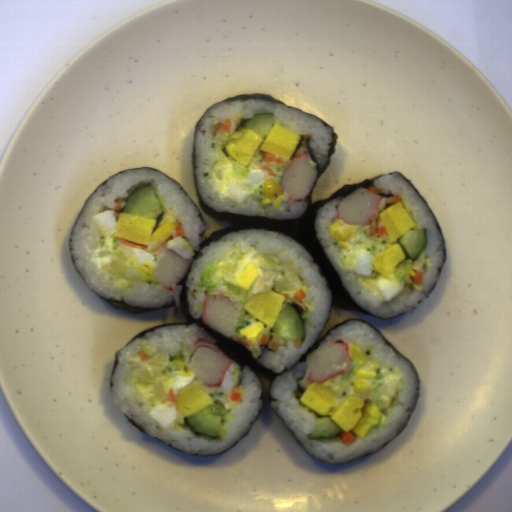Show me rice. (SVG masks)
I'll return each mask as SVG.
<instances>
[{
    "label": "rice",
    "instance_id": "5",
    "mask_svg": "<svg viewBox=\"0 0 512 512\" xmlns=\"http://www.w3.org/2000/svg\"><path fill=\"white\" fill-rule=\"evenodd\" d=\"M144 186L154 188L163 211L161 216L153 218L156 222L153 231L162 218L173 215L178 220V226H182V237L188 241L193 253L199 251L206 227L195 203L177 182L162 172L136 168L115 175L89 196L71 229L70 253L84 282L103 299L123 301L129 306L149 309L173 302L177 309L181 305L182 286L179 284L174 293L157 284L153 273L141 280H130L98 268L92 259L102 240L93 216L104 211H114L117 217L123 213L129 196Z\"/></svg>",
    "mask_w": 512,
    "mask_h": 512
},
{
    "label": "rice",
    "instance_id": "3",
    "mask_svg": "<svg viewBox=\"0 0 512 512\" xmlns=\"http://www.w3.org/2000/svg\"><path fill=\"white\" fill-rule=\"evenodd\" d=\"M372 182L383 190L375 193L380 197L377 213L365 226L357 225L348 241L335 239L329 230L339 220L337 206L344 197L319 207L313 225L321 248L352 299L364 310L386 319L417 307L427 298L444 264V240L425 202L399 173H385ZM392 196L402 197L400 200L418 223L414 229L427 231V247L414 261L407 258L399 264L390 281L371 263L372 257L383 252L386 238L369 237L367 229L371 222L379 220L378 213L392 205L385 201ZM412 270L422 274V281L415 283L410 278L415 275Z\"/></svg>",
    "mask_w": 512,
    "mask_h": 512
},
{
    "label": "rice",
    "instance_id": "1",
    "mask_svg": "<svg viewBox=\"0 0 512 512\" xmlns=\"http://www.w3.org/2000/svg\"><path fill=\"white\" fill-rule=\"evenodd\" d=\"M267 254L272 269L283 275L280 284L301 278L308 288L297 290L291 304L304 324L301 339L286 340L267 330L262 339L251 344L239 334V329L255 318L244 309L245 295L218 276L217 269L224 258L246 247ZM186 304L192 318L202 319L207 293L220 291L242 306L235 334L230 339L244 346L252 359L274 372L271 383L270 406L282 422L300 441L307 454L331 465L351 463L373 454L395 439L409 422L419 399L417 373L409 360L385 342L373 328L358 319H349L328 332L321 340L337 341L360 346L365 365H356L349 358V368L329 380L319 381L337 396L357 395L383 408L378 424L363 438L354 431L351 443H346L341 432L334 437L310 438L320 416L301 398L310 381L306 361H301L320 337L331 313L332 291L327 279L305 247L287 234L271 229H243L222 236L203 247L192 263L186 281ZM318 347V348H319ZM317 349V348H316ZM315 350V349H314ZM313 350V351H314ZM312 351V352H313ZM368 378L373 391L358 394L353 385L359 377Z\"/></svg>",
    "mask_w": 512,
    "mask_h": 512
},
{
    "label": "rice",
    "instance_id": "4",
    "mask_svg": "<svg viewBox=\"0 0 512 512\" xmlns=\"http://www.w3.org/2000/svg\"><path fill=\"white\" fill-rule=\"evenodd\" d=\"M260 113H273V125L279 124L300 136L293 155L289 160L283 159V164L265 162L263 154L267 151L259 145L252 161L266 172V181L274 179L280 185L285 169L302 154H308L309 162L317 173L326 167L333 130L319 118L286 104L265 99L219 102L205 111L197 127L194 160L198 192L202 202L217 213L261 216L274 220L298 219L308 208V195L302 200L290 201L288 193L284 191L268 199L262 185L243 201H235L230 196L220 195L213 187L212 170L218 152L216 146ZM228 120L232 124L230 133L217 130Z\"/></svg>",
    "mask_w": 512,
    "mask_h": 512
},
{
    "label": "rice",
    "instance_id": "2",
    "mask_svg": "<svg viewBox=\"0 0 512 512\" xmlns=\"http://www.w3.org/2000/svg\"><path fill=\"white\" fill-rule=\"evenodd\" d=\"M215 341L197 324H174L147 332L119 349L110 393L117 407L147 435L161 440L179 452L212 456L232 449L250 430L260 413L262 384L250 366L235 364L230 392L209 393L210 403H219L230 412L219 436L194 432L184 420L163 427L151 417L154 385L169 361L188 362L195 343Z\"/></svg>",
    "mask_w": 512,
    "mask_h": 512
},
{
    "label": "rice",
    "instance_id": "6",
    "mask_svg": "<svg viewBox=\"0 0 512 512\" xmlns=\"http://www.w3.org/2000/svg\"><path fill=\"white\" fill-rule=\"evenodd\" d=\"M173 238H175V237H174V235L172 234V235H171L170 237H168L165 241H163V242L160 244V246H159V247H161L162 245H167V246H168V244H169L170 240H172ZM159 247H158V248H159Z\"/></svg>",
    "mask_w": 512,
    "mask_h": 512
}]
</instances>
